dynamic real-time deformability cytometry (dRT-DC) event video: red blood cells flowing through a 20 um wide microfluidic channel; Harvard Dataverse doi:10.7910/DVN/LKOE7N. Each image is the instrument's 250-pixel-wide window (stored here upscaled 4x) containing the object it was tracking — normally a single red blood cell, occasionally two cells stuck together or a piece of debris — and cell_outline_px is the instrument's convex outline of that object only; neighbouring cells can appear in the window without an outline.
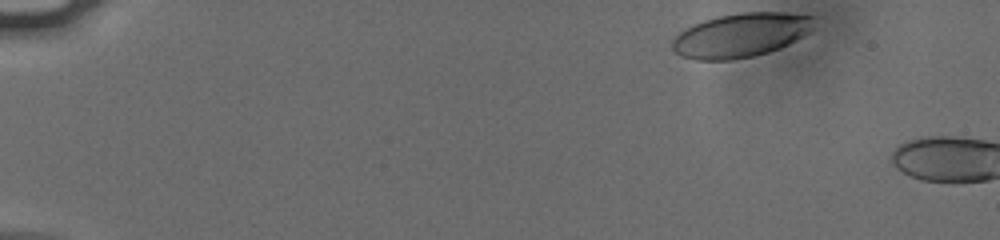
{"species": "human", "species_latin": "Homo sapiens", "temperature_condition": "cold", "stored_images_in_passage": 3, "camera_frame_rate_fps": 3000, "um_per_image_px": 0.085, "donor": {"sex": "male"}, "frame": {"image": 1, "passage_image": 1, "time_ms": 0.0, "image_size_px": [1000, 240], "cell_outline_px": [[812, 32], [780, 48], [768, 52], [752, 56], [732, 60], [696, 60], [680, 56], [672, 48], [672, 40], [684, 28], [704, 20], [720, 16], [740, 12], [784, 12], [812, 16]], "centroid_in_image_um": [62.96, 2.99], "position_along_channel_um": 22.0, "area_um2": 36.36}}